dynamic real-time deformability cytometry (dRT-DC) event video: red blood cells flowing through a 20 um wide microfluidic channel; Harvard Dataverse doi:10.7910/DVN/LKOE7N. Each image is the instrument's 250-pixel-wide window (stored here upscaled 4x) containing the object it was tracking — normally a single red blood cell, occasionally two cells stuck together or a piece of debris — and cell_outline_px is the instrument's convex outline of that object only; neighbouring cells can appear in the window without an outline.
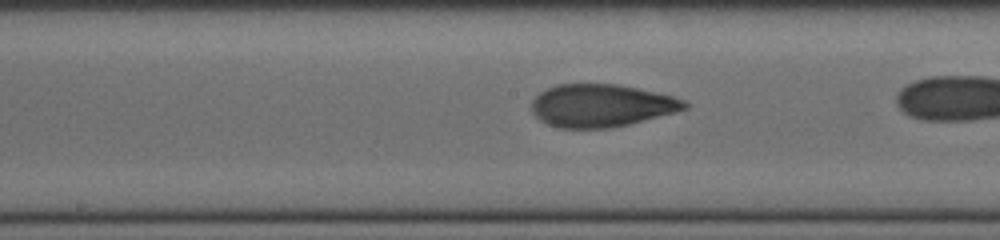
{"species": "human", "species_latin": "Homo sapiens", "temperature_condition": "cold", "stored_images_in_passage": 33, "camera_frame_rate_fps": 3000, "um_per_image_px": 0.085, "donor": {"sex": "female"}, "frame": {"image": 1, "passage_image": 19, "time_ms": 6.0, "image_size_px": [1000, 240], "cell_outline_px": [[688, 108], [628, 124], [612, 128], [560, 128], [548, 124], [540, 120], [532, 112], [532, 100], [540, 92], [556, 84], [616, 84], [636, 88], [672, 96], [684, 100], [688, 104]], "centroid_in_image_um": [51.07, 8.97], "position_along_channel_um": 197.1, "area_um2": 37.69}}
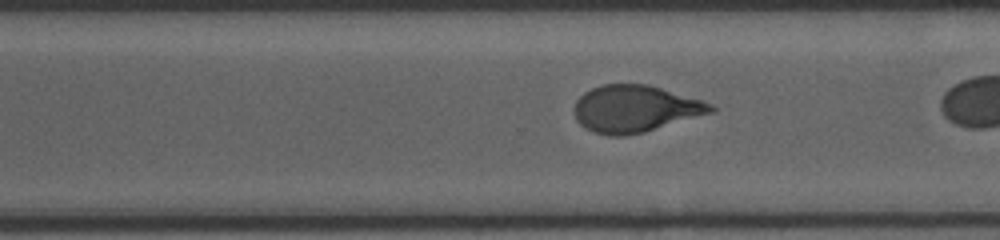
{"frame": {"image": 2, "passage_image": 28, "time_ms": 9.0, "image_size_px": [1000, 240], "cell_outline_px": [[716, 112], [644, 132], [624, 136], [612, 136], [596, 132], [580, 124], [576, 120], [576, 100], [584, 92], [600, 84], [648, 84], [700, 100], [712, 104], [716, 108]], "centroid_in_image_um": [54.02, 9.24], "position_along_channel_um": 316.6, "area_um2": 37.11}}